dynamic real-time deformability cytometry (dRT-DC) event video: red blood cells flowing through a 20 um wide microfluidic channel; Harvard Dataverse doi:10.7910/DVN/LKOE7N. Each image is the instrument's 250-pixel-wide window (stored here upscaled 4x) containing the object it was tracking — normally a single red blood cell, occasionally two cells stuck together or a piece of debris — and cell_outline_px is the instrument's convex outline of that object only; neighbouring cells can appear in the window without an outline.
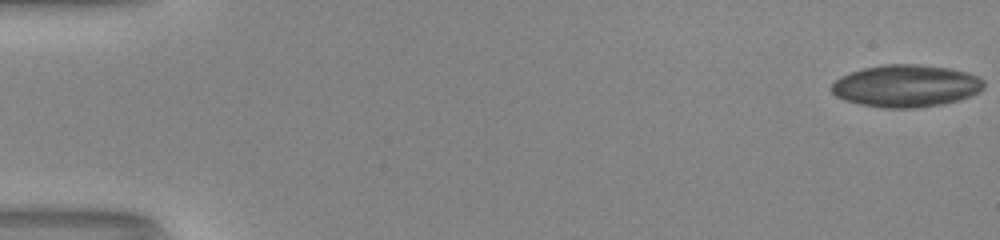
{"species": "human", "species_latin": "Homo sapiens", "temperature_condition": "room temperature", "stored_images_in_passage": 53, "camera_frame_rate_fps": 3000, "um_per_image_px": 0.085, "donor": {"sex": "male"}, "frame": {"image": 1, "passage_image": 1, "time_ms": 0.0, "image_size_px": [1000, 240], "cell_outline_px": [[984, 88], [980, 92], [956, 100], [940, 104], [912, 108], [884, 108], [860, 104], [844, 100], [836, 96], [832, 92], [832, 84], [840, 76], [864, 68], [888, 64], [916, 64], [948, 68], [968, 72], [984, 80]], "centroid_in_image_um": [77.01, 7.3], "position_along_channel_um": 8.0, "area_um2": 37.22}}
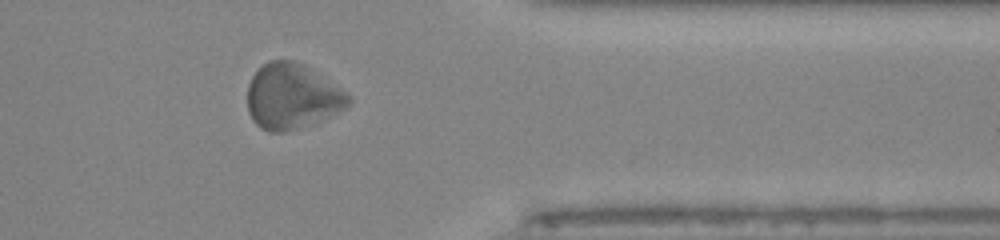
{"frame": {"image": 2, "passage_image": 44, "time_ms": 14.333, "image_size_px": [1000, 240], "cell_outline_px": [[352, 100], [344, 108], [336, 112], [288, 132], [268, 132], [260, 128], [252, 120], [248, 112], [248, 84], [252, 76], [268, 60], [292, 60], [304, 64], [352, 96]], "centroid_in_image_um": [24.79, 8.19], "position_along_channel_um": 386.6, "area_um2": 38.09}}
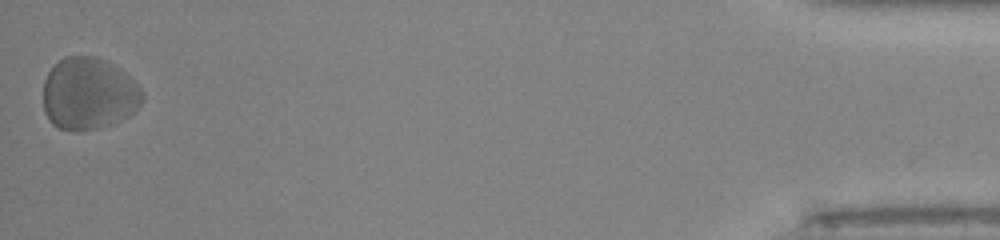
{"frame": {"image": 3, "passage_image": 53, "time_ms": 17.333, "image_size_px": [1000, 240], "cell_outline_px": [[144, 100], [128, 116], [112, 124], [100, 128], [80, 132], [72, 132], [60, 128], [52, 124], [44, 112], [44, 80], [48, 72], [64, 56], [96, 56], [104, 60], [124, 72], [144, 92]], "centroid_in_image_um": [7.52, 7.99], "position_along_channel_um": 427.7, "area_um2": 41.79}, "authors_computed_cell_mechanics": {"area_um2": 36.414, "velocity_mm_per_s": 4.0389, "shape_relaxation_time_tau1_ms": 1.0715, "shape_relaxation_time_tau2_ms": 10.5629, "deformation_change_tau1": 0.0469, "deformation_change_tau2": 0.279}}